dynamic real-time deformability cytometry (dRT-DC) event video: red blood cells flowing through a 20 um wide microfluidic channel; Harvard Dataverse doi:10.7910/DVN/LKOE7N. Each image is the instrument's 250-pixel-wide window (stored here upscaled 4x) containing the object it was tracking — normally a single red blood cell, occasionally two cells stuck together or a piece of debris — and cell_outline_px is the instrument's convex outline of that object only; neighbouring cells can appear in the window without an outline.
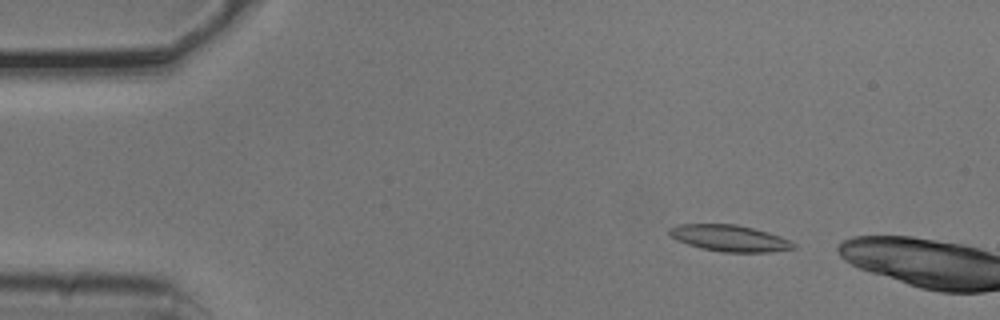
{"species": "common noctule bat (a hibernating species)", "species_latin": "Nyctalus noctula", "temperature_condition": "cold", "stored_images_in_passage": 3, "camera_frame_rate_fps": 3000, "um_per_image_px": 0.085, "animal": {"sex": "male", "body_mass_g": 20.5, "forearm_length_mm": 52.5}, "frame": {"image": 1, "passage_image": 2, "time_ms": 0.333, "image_size_px": [1000, 320], "cell_outline_px": [[796, 248], [768, 252], [720, 252], [700, 248], [676, 240], [668, 232], [668, 228], [680, 224], [736, 224], [768, 232], [780, 236], [796, 244]], "centroid_in_image_um": [62.0, 20.25], "position_along_channel_um": 23.0, "area_um2": 19.07}}